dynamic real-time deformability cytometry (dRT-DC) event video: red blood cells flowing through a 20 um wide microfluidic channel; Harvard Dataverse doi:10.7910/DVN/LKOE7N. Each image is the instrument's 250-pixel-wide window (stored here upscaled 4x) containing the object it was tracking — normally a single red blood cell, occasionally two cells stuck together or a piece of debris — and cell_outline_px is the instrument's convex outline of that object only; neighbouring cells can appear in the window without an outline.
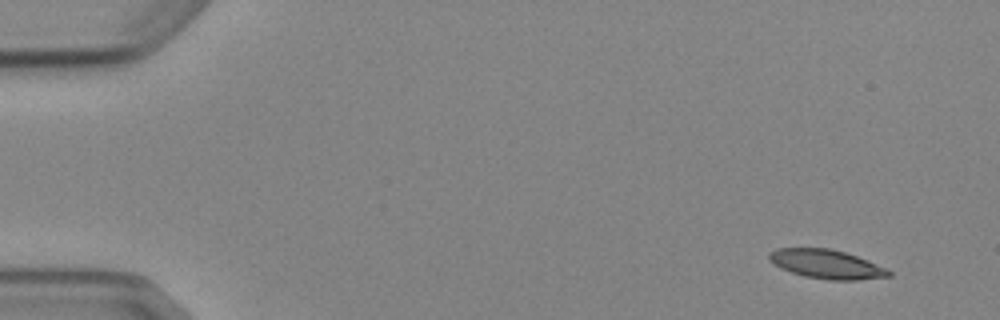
{"species": "Egyptian fruit bat (a non-hibernating species)", "species_latin": "Rousettus aegyptiacus", "temperature_condition": "cold", "stored_images_in_passage": 5, "camera_frame_rate_fps": 3000, "um_per_image_px": 0.085, "animal": {"sex": "female"}, "frame": {"image": 1, "passage_image": 1, "time_ms": 0.0, "image_size_px": [1000, 320], "cell_outline_px": [[892, 276], [856, 280], [828, 280], [804, 276], [780, 268], [768, 260], [768, 252], [776, 248], [832, 248], [868, 260], [888, 268], [892, 272]], "centroid_in_image_um": [70.26, 22.45], "position_along_channel_um": 14.7, "area_um2": 20.4}}